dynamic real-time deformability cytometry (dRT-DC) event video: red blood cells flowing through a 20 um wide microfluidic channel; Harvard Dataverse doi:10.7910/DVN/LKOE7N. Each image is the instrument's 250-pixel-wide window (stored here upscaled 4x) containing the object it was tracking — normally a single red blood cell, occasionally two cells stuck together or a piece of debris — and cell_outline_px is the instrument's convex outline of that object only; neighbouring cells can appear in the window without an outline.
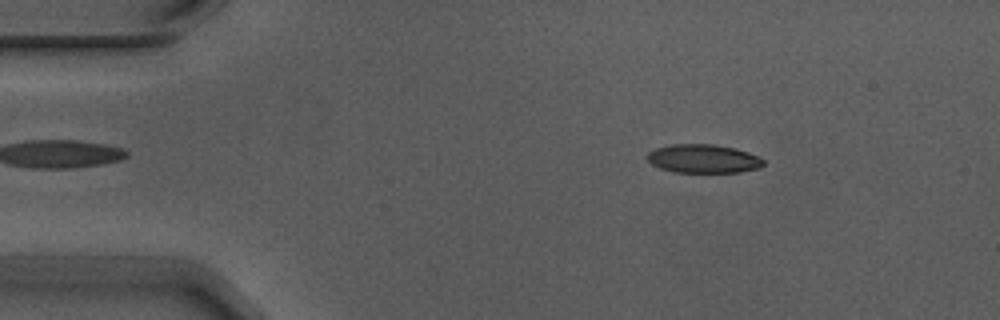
{"species": "Egyptian fruit bat (a non-hibernating species)", "species_latin": "Rousettus aegyptiacus", "temperature_condition": "warm", "stored_images_in_passage": 5, "camera_frame_rate_fps": 3000, "um_per_image_px": 0.085, "animal": {"sex": "male"}, "frame": {"image": 1, "passage_image": 2, "time_ms": 0.333, "image_size_px": [1000, 320], "cell_outline_px": [[764, 164], [760, 168], [740, 172], [672, 172], [660, 168], [652, 164], [648, 160], [648, 152], [656, 148], [672, 144], [716, 144], [736, 148], [748, 152], [764, 160]], "centroid_in_image_um": [59.79, 13.49], "position_along_channel_um": 25.2, "area_um2": 19.42}}
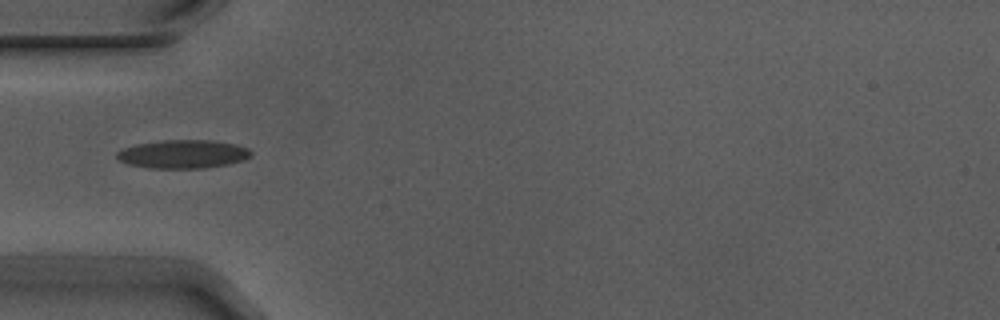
{"frame": {"image": 2, "passage_image": 4, "time_ms": 1.0, "image_size_px": [1000, 320], "cell_outline_px": [[252, 156], [244, 160], [228, 164], [204, 168], [148, 168], [128, 164], [120, 160], [116, 156], [116, 152], [124, 148], [136, 144], [164, 140], [212, 140], [236, 144], [248, 148], [252, 152]], "centroid_in_image_um": [15.58, 13.1], "position_along_channel_um": 69.4, "area_um2": 22.31}}